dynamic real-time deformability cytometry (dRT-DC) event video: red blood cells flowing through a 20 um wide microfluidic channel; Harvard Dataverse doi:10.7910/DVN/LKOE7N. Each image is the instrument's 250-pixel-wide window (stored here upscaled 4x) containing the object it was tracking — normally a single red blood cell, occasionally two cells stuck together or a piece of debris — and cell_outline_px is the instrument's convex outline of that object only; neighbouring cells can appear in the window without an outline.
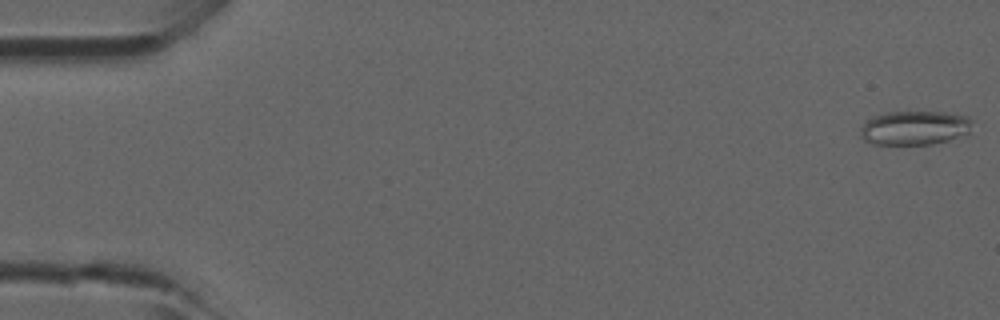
{"species": "common noctule bat (a hibernating species)", "species_latin": "Nyctalus noctula", "temperature_condition": "room temperature", "stored_images_in_passage": 24, "camera_frame_rate_fps": 3000, "um_per_image_px": 0.085, "animal": {"sex": "male", "forearm_length_mm": 52.5}, "frame": {"image": 1, "passage_image": 1, "time_ms": 0.0, "image_size_px": [1000, 320], "cell_outline_px": [[972, 120], [968, 132], [948, 140], [932, 144], [872, 144], [864, 140], [860, 136], [860, 128], [872, 116], [880, 112], [944, 112], [968, 116]], "centroid_in_image_um": [77.69, 10.86], "position_along_channel_um": 7.3, "area_um2": 22.2}}
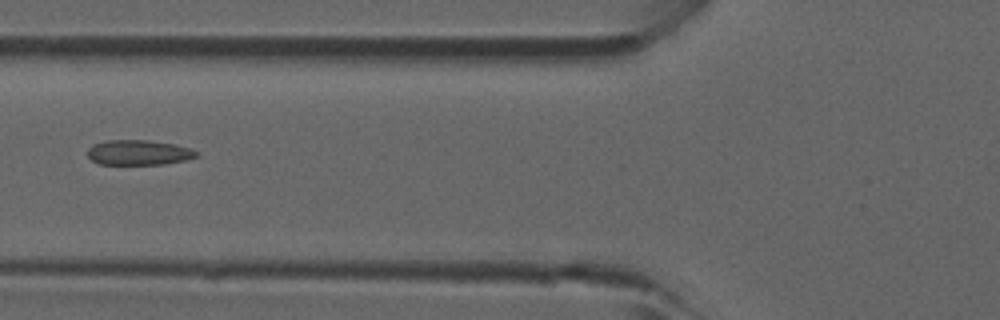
{"frame": {"image": 2, "passage_image": 18, "time_ms": 5.667, "image_size_px": [1000, 320], "cell_outline_px": [[196, 156], [184, 160], [164, 164], [100, 164], [92, 160], [88, 156], [88, 148], [92, 144], [104, 140], [148, 140], [172, 144], [192, 148], [196, 152]], "centroid_in_image_um": [11.73, 12.95], "position_along_channel_um": 114.1, "area_um2": 15.78}}
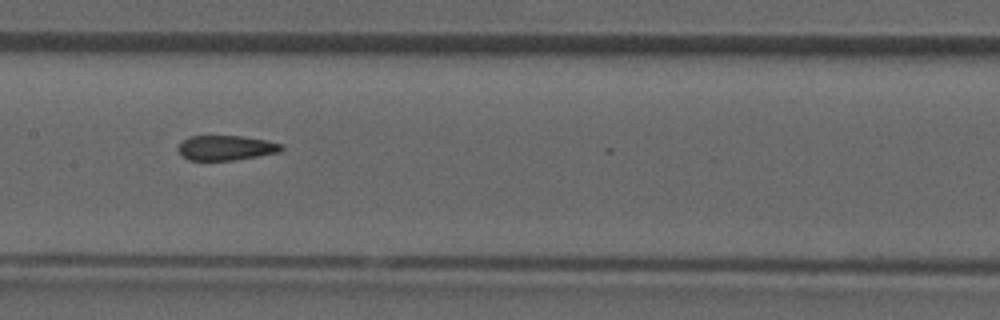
{"frame": {"image": 3, "passage_image": 23, "time_ms": 7.333, "image_size_px": [1000, 320], "cell_outline_px": [[284, 148], [280, 152], [232, 160], [188, 160], [176, 148], [188, 136], [240, 136], [268, 140], [284, 144]], "centroid_in_image_um": [19.24, 12.55], "position_along_channel_um": 188.2, "area_um2": 14.91}}